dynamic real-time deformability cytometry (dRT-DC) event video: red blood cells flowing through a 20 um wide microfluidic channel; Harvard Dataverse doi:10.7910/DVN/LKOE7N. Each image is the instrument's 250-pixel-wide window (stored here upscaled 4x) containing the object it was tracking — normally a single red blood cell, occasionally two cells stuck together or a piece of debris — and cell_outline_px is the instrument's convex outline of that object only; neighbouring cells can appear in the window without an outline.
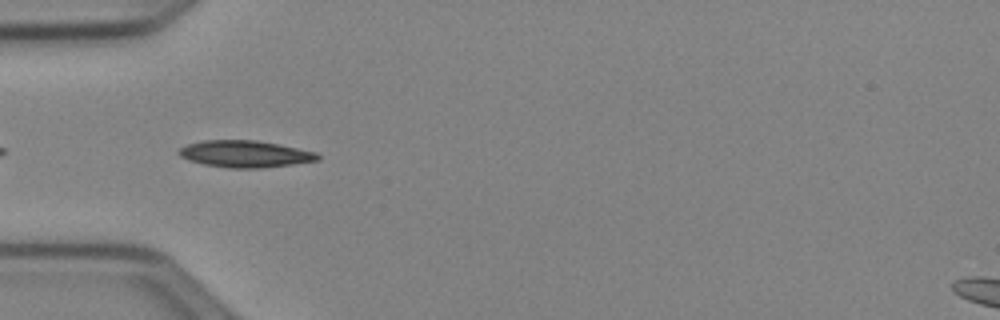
{"species": "Egyptian fruit bat (a non-hibernating species)", "species_latin": "Rousettus aegyptiacus", "temperature_condition": "cold", "stored_images_in_passage": 5, "camera_frame_rate_fps": 3000, "um_per_image_px": 0.085, "animal": {"sex": "female"}, "frame": {"image": 1, "passage_image": 2, "time_ms": 0.333, "image_size_px": [1000, 320], "cell_outline_px": [[320, 160], [292, 164], [260, 168], [228, 168], [204, 164], [188, 160], [180, 156], [176, 152], [180, 148], [188, 144], [204, 140], [256, 140], [316, 152], [320, 156]], "centroid_in_image_um": [20.8, 13.09], "position_along_channel_um": 64.2, "area_um2": 21.56}}